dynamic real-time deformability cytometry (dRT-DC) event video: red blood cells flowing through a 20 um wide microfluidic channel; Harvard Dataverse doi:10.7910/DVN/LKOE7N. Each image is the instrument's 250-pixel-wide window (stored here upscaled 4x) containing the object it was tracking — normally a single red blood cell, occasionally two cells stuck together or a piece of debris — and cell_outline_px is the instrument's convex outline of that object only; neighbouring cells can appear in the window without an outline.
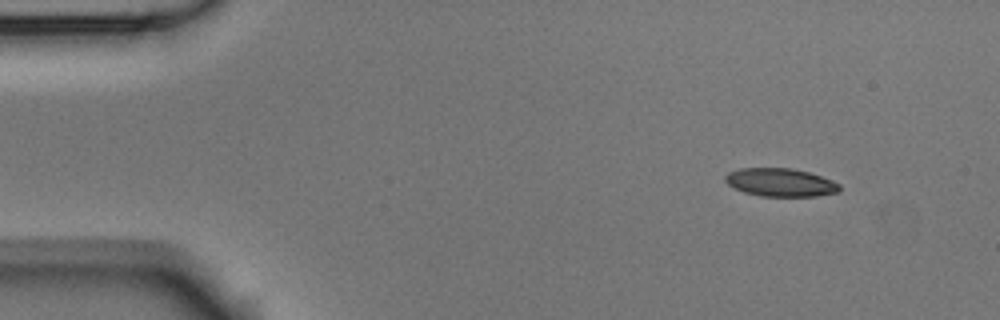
{"species": "Egyptian fruit bat (a non-hibernating species)", "species_latin": "Rousettus aegyptiacus", "temperature_condition": "room temperature", "stored_images_in_passage": 7, "camera_frame_rate_fps": 3000, "um_per_image_px": 0.085, "animal": {"sex": "male"}, "frame": {"image": 1, "passage_image": 1, "time_ms": 0.0, "image_size_px": [1000, 320], "cell_outline_px": [[840, 192], [816, 196], [760, 196], [744, 192], [728, 184], [724, 180], [724, 176], [728, 172], [740, 168], [792, 168], [808, 172], [820, 176], [840, 184]], "centroid_in_image_um": [66.33, 15.5], "position_along_channel_um": 18.7, "area_um2": 18.73}}
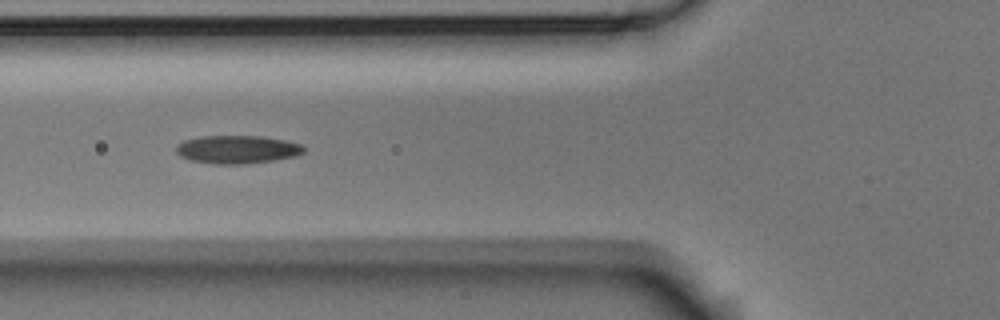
{"frame": {"image": 2, "passage_image": 5, "time_ms": 1.333, "image_size_px": [1000, 320], "cell_outline_px": [[304, 152], [296, 156], [272, 160], [240, 164], [216, 164], [192, 160], [180, 156], [176, 152], [176, 148], [184, 140], [200, 136], [260, 136], [284, 140], [304, 144]], "centroid_in_image_um": [20.19, 12.69], "position_along_channel_um": 105.6, "area_um2": 20.75}}
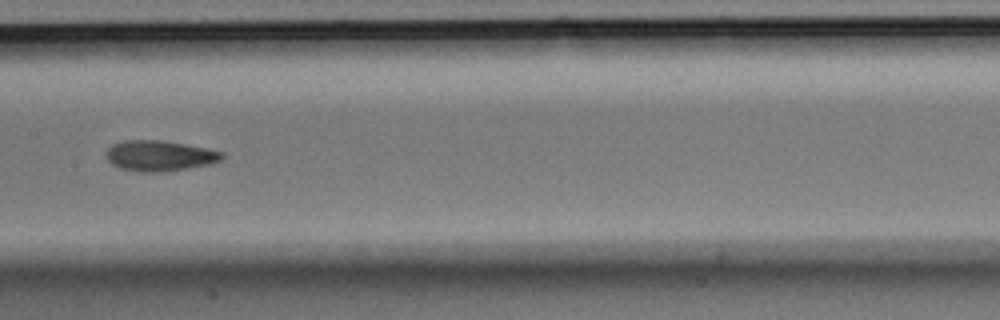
{"frame": {"image": 3, "passage_image": 7, "time_ms": 2.0, "image_size_px": [1000, 320], "cell_outline_px": [[224, 156], [220, 160], [208, 164], [188, 168], [160, 172], [140, 172], [120, 168], [112, 164], [108, 160], [108, 148], [112, 144], [124, 140], [160, 140], [184, 144], [224, 152]], "centroid_in_image_um": [13.55, 13.24], "position_along_channel_um": 193.8, "area_um2": 20.35}}